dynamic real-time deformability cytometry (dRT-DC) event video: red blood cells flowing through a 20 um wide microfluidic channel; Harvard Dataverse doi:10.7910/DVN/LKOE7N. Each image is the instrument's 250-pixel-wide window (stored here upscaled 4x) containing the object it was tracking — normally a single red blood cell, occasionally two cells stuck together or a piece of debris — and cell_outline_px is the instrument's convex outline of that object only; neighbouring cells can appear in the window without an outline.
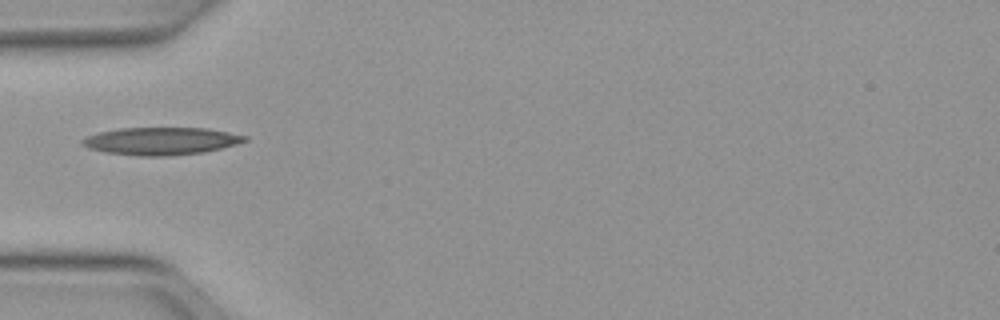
{"species": "Egyptian fruit bat (a non-hibernating species)", "species_latin": "Rousettus aegyptiacus", "temperature_condition": "warm", "stored_images_in_passage": 35, "camera_frame_rate_fps": 3000, "um_per_image_px": 0.085, "animal": {"sex": "female"}, "frame": {"image": 1, "passage_image": 1, "time_ms": 0.0, "image_size_px": [1000, 320], "cell_outline_px": [[248, 140], [236, 144], [204, 152], [168, 156], [140, 156], [108, 152], [88, 148], [80, 144], [80, 140], [88, 136], [100, 132], [120, 128], [208, 128], [248, 136]], "centroid_in_image_um": [13.7, 11.99], "position_along_channel_um": 71.3, "area_um2": 25.95}}
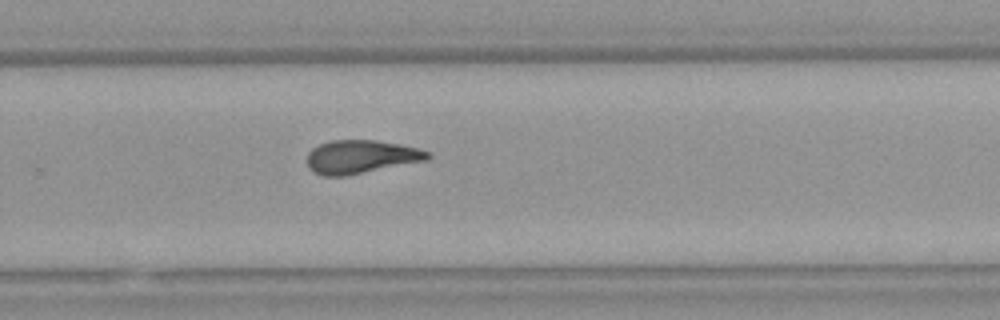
{"frame": {"image": 2, "passage_image": 18, "time_ms": 5.667, "image_size_px": [1000, 320], "cell_outline_px": [[432, 156], [428, 160], [348, 176], [324, 176], [308, 168], [308, 152], [312, 148], [320, 144], [332, 140], [376, 140], [400, 144], [432, 152]], "centroid_in_image_um": [30.72, 13.33], "position_along_channel_um": 299.1, "area_um2": 23.64}}
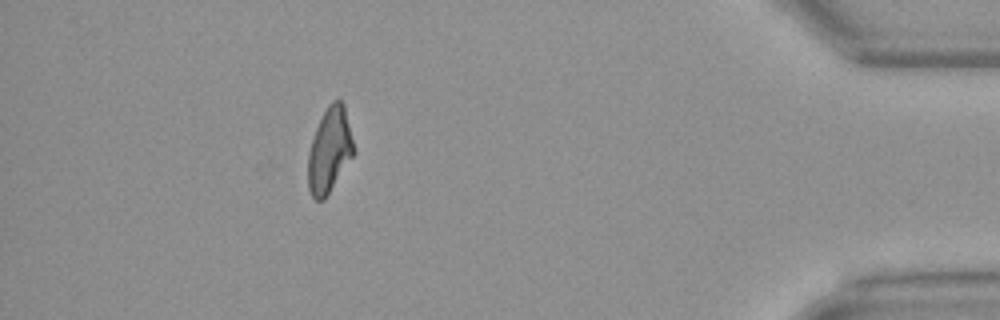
{"frame": {"image": 3, "passage_image": 30, "time_ms": 9.667, "image_size_px": [1000, 320], "cell_outline_px": [[356, 152], [324, 200], [316, 200], [312, 196], [308, 188], [308, 152], [316, 128], [328, 104], [332, 100], [340, 100], [344, 104], [356, 148]], "centroid_in_image_um": [28.04, 12.77], "position_along_channel_um": 407.2, "area_um2": 22.77}, "authors_computed_cell_mechanics": {"area_um2": 23.5824, "velocity_mm_per_s": 4.0079, "shape_relaxation_time_tau1_ms": null, "shape_relaxation_time_tau2_ms": 2.5955, "deformation_change_tau1": null, "deformation_change_tau2": 0.1092}}